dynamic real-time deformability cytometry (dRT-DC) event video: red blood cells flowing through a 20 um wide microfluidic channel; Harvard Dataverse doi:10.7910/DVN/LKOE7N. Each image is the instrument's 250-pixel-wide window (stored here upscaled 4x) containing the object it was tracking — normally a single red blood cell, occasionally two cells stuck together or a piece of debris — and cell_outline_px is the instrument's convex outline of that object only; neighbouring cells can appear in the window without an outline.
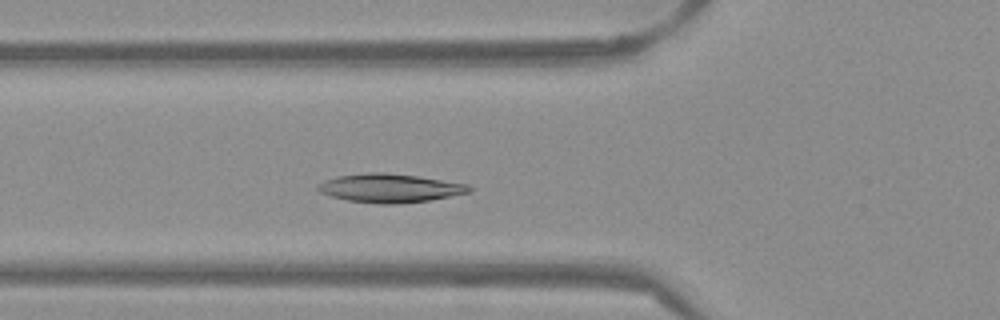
{"species": "Egyptian fruit bat (a non-hibernating species)", "species_latin": "Rousettus aegyptiacus", "temperature_condition": "warm", "stored_images_in_passage": 48, "camera_frame_rate_fps": 3000, "um_per_image_px": 0.085, "frame": {"image": 1, "passage_image": 14, "time_ms": 4.333, "image_size_px": [1000, 320], "cell_outline_px": [[472, 192], [428, 200], [396, 204], [380, 204], [348, 200], [332, 196], [320, 192], [316, 188], [324, 180], [336, 176], [368, 172], [384, 172], [416, 176], [468, 184], [472, 188]], "centroid_in_image_um": [33.14, 15.98], "position_along_channel_um": 92.7, "area_um2": 25.09}}
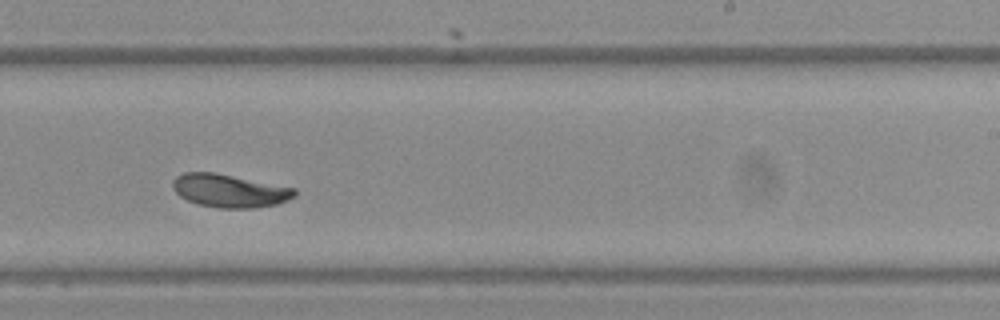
{"frame": {"image": 2, "passage_image": 28, "time_ms": 9.0, "image_size_px": [1000, 320], "cell_outline_px": [[296, 196], [288, 200], [276, 204], [256, 208], [216, 208], [200, 204], [188, 200], [180, 196], [172, 188], [172, 180], [176, 176], [184, 172], [216, 172], [296, 188]], "centroid_in_image_um": [19.51, 16.2], "position_along_channel_um": 269.5, "area_um2": 23.7}}
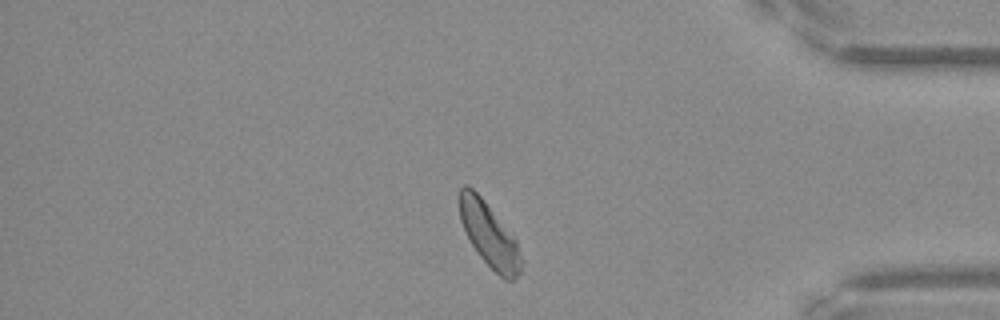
{"frame": {"image": 3, "passage_image": 40, "time_ms": 13.0, "image_size_px": [1000, 320], "cell_outline_px": [[524, 260], [520, 272], [516, 280], [504, 280], [480, 256], [472, 244], [460, 220], [456, 200], [460, 188], [464, 184], [468, 184], [484, 200], [516, 240]], "centroid_in_image_um": [41.57, 19.94], "position_along_channel_um": 393.6, "area_um2": 23.24}, "authors_computed_cell_mechanics": {"area_um2": 23.9292, "velocity_mm_per_s": 3.787, "shape_relaxation_time_tau1_ms": 4.4043, "shape_relaxation_time_tau2_ms": null, "deformation_change_tau1": 0.1319, "deformation_change_tau2": null}}